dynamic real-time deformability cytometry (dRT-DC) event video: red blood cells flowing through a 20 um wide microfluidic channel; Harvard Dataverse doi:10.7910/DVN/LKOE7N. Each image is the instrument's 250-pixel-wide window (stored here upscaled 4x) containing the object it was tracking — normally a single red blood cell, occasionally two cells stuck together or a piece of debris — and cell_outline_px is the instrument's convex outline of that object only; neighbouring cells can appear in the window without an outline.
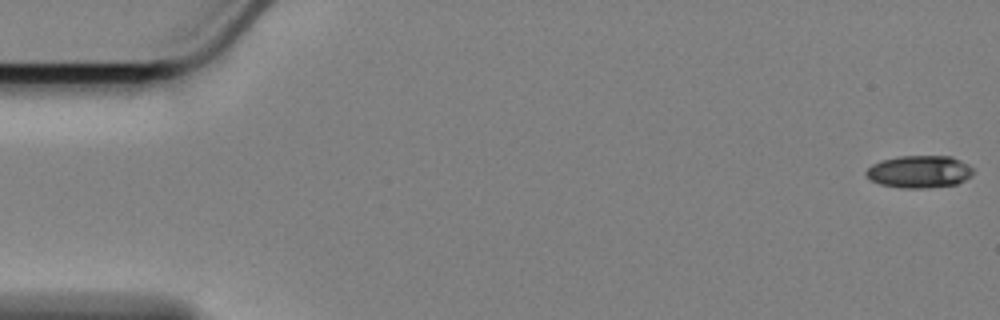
{"species": "Egyptian fruit bat (a non-hibernating species)", "species_latin": "Rousettus aegyptiacus", "temperature_condition": "cold", "stored_images_in_passage": 59, "camera_frame_rate_fps": 3000, "um_per_image_px": 0.085, "animal": {"sex": "female"}, "frame": {"image": 1, "passage_image": 1, "time_ms": 0.0, "image_size_px": [1000, 320], "cell_outline_px": [[972, 176], [956, 184], [928, 188], [900, 188], [880, 184], [872, 180], [864, 172], [872, 164], [884, 160], [900, 156], [952, 156], [960, 160], [972, 168]], "centroid_in_image_um": [78.15, 14.6], "position_along_channel_um": 6.9, "area_um2": 20.06}}
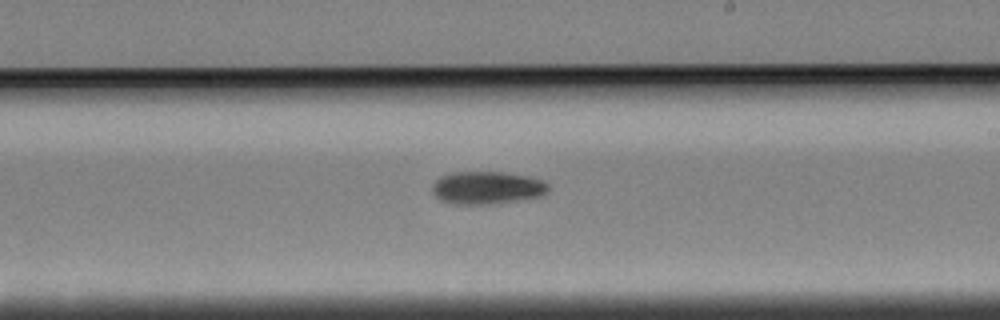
{"frame": {"image": 2, "passage_image": 34, "time_ms": 11.0, "image_size_px": [1000, 320], "cell_outline_px": [[548, 188], [540, 196], [492, 204], [452, 204], [440, 200], [436, 196], [432, 188], [436, 180], [440, 176], [452, 172], [504, 172], [528, 176], [544, 180], [548, 184]], "centroid_in_image_um": [41.38, 15.95], "position_along_channel_um": 247.6, "area_um2": 22.02}}
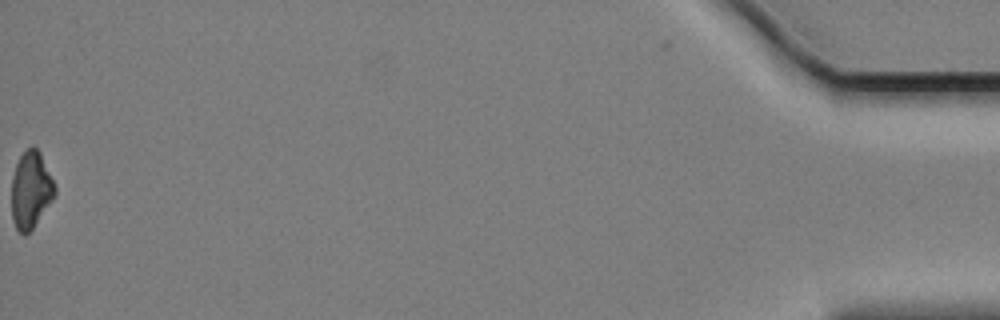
{"frame": {"image": 3, "passage_image": 59, "time_ms": 19.333, "image_size_px": [1000, 320], "cell_outline_px": [[56, 192], [52, 200], [32, 228], [28, 232], [20, 232], [16, 228], [12, 220], [12, 176], [16, 164], [20, 156], [32, 144], [40, 152], [56, 188]], "centroid_in_image_um": [2.61, 16.11], "position_along_channel_um": 432.6, "area_um2": 19.02}, "authors_computed_cell_mechanics": {"area_um2": 20.9814, "velocity_mm_per_s": 3.4156, "shape_relaxation_time_tau1_ms": 3.2936, "shape_relaxation_time_tau2_ms": null, "deformation_change_tau1": 0.1024, "deformation_change_tau2": null}}